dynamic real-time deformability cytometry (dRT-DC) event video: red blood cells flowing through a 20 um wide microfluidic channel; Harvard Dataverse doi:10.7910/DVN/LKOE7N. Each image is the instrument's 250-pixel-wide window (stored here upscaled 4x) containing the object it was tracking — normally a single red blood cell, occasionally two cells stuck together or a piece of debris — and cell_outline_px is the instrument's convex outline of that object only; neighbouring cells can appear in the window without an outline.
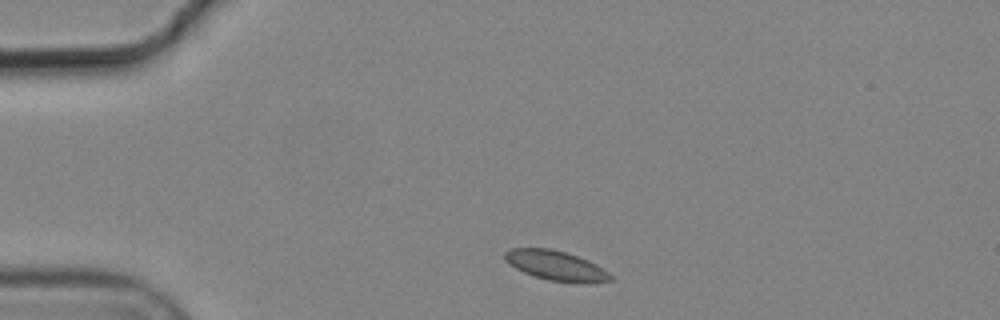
{"species": "common noctule bat (a hibernating species)", "species_latin": "Nyctalus noctula", "temperature_condition": "cold", "stored_images_in_passage": 2, "camera_frame_rate_fps": 3000, "um_per_image_px": 0.085, "animal": {"sex": "male", "body_mass_g": 19.2, "forearm_length_mm": 51.8}, "frame": {"image": 1, "passage_image": 1, "time_ms": 0.0, "image_size_px": [1000, 320], "cell_outline_px": [[612, 280], [548, 280], [524, 272], [508, 264], [504, 260], [504, 252], [512, 248], [552, 248], [568, 252], [588, 260], [596, 264], [608, 272], [612, 276]], "centroid_in_image_um": [47.14, 22.5], "position_along_channel_um": 37.9, "area_um2": 17.57}}